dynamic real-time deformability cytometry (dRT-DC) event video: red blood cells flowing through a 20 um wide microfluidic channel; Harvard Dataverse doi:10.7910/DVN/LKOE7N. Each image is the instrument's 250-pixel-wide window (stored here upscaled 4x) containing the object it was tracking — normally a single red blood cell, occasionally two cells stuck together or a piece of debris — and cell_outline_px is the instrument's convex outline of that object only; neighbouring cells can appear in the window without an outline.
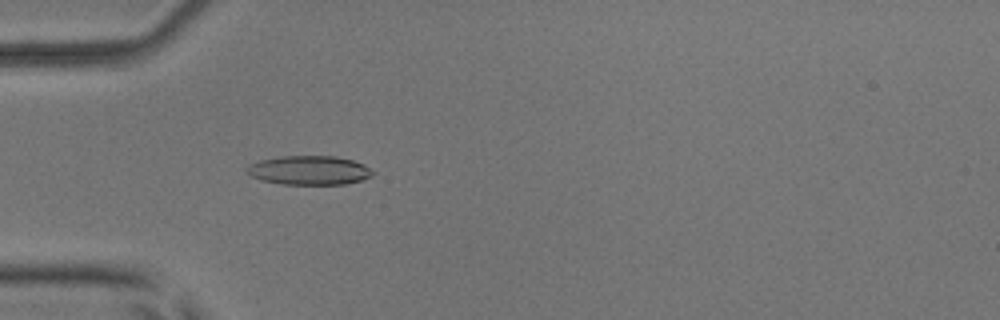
{"species": "common noctule bat (a hibernating species)", "species_latin": "Nyctalus noctula", "temperature_condition": "room temperature", "stored_images_in_passage": 53, "camera_frame_rate_fps": 3000, "um_per_image_px": 0.085, "animal": {"sex": "male", "body_mass_g": 17.9, "forearm_length_mm": 54.2}, "frame": {"image": 1, "passage_image": 16, "time_ms": 5.0, "image_size_px": [1000, 320], "cell_outline_px": [[376, 172], [372, 176], [360, 180], [344, 184], [284, 184], [260, 180], [252, 176], [244, 168], [260, 160], [280, 156], [336, 156], [352, 160], [364, 164]], "centroid_in_image_um": [26.31, 14.47], "position_along_channel_um": 58.7, "area_um2": 21.27}}
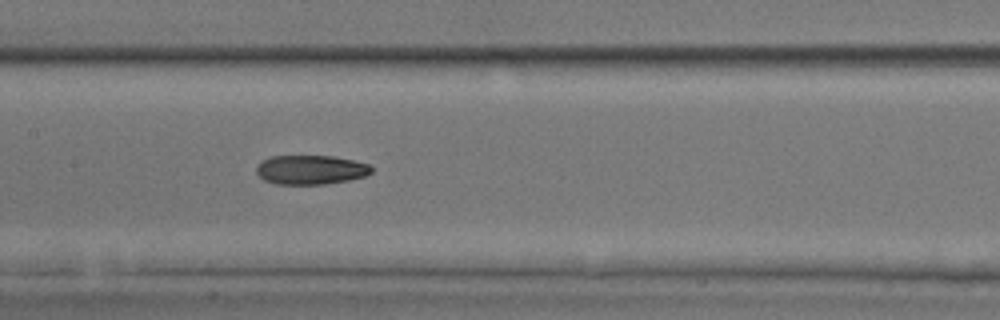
{"frame": {"image": 2, "passage_image": 26, "time_ms": 8.333, "image_size_px": [1000, 320], "cell_outline_px": [[372, 172], [364, 176], [348, 180], [324, 184], [276, 184], [264, 180], [256, 172], [256, 164], [260, 160], [268, 156], [332, 156], [352, 160], [368, 164], [372, 168]], "centroid_in_image_um": [26.35, 14.42], "position_along_channel_um": 181.1, "area_um2": 19.65}}
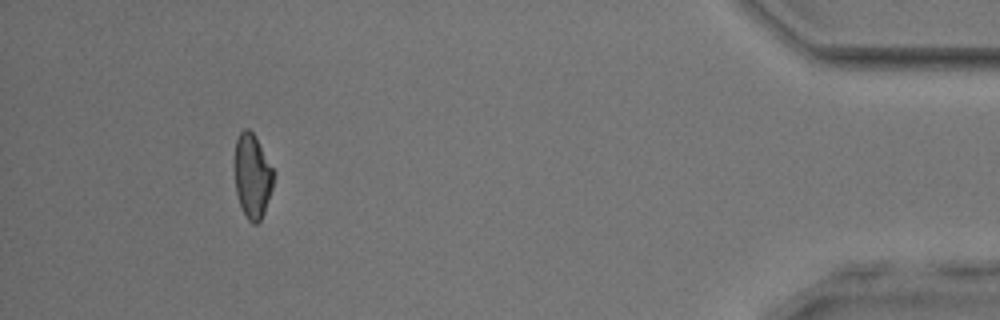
{"frame": {"image": 3, "passage_image": 49, "time_ms": 16.0, "image_size_px": [1000, 320], "cell_outline_px": [[276, 176], [264, 212], [260, 220], [256, 224], [252, 224], [248, 220], [240, 204], [236, 192], [236, 140], [240, 132], [244, 128], [248, 128], [252, 132], [276, 172]], "centroid_in_image_um": [21.49, 14.97], "position_along_channel_um": 413.7, "area_um2": 18.84}, "authors_computed_cell_mechanics": {"area_um2": 20.1144, "velocity_mm_per_s": 3.8384, "shape_relaxation_time_tau1_ms": null, "shape_relaxation_time_tau2_ms": 4.5436, "deformation_change_tau1": null, "deformation_change_tau2": 0.1192}}